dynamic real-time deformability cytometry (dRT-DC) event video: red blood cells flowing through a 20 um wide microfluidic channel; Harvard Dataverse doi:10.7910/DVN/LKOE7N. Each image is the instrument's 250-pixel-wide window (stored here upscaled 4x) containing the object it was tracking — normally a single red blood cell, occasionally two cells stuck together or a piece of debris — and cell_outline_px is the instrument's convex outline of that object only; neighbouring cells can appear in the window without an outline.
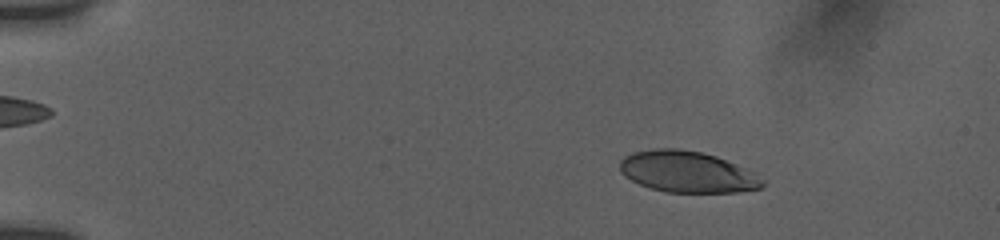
{"species": "human", "species_latin": "Homo sapiens", "temperature_condition": "room temperature", "stored_images_in_passage": 37, "camera_frame_rate_fps": 3000, "um_per_image_px": 0.085, "donor": {"sex": "female"}, "frame": {"image": 1, "passage_image": 5, "time_ms": 2.333, "image_size_px": [1000, 240], "cell_outline_px": [[764, 184], [760, 188], [736, 192], [664, 192], [640, 184], [624, 176], [620, 172], [620, 160], [624, 156], [632, 152], [656, 148], [676, 148], [700, 152], [716, 156], [736, 164], [744, 168], [764, 180]], "centroid_in_image_um": [58.37, 14.6], "position_along_channel_um": 26.6, "area_um2": 34.1}}
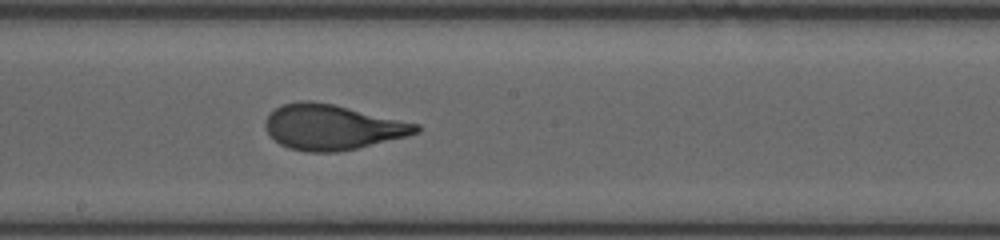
{"frame": {"image": 2, "passage_image": 23, "time_ms": 10.0, "image_size_px": [1000, 240], "cell_outline_px": [[420, 132], [408, 136], [356, 148], [336, 152], [308, 152], [288, 148], [280, 144], [268, 132], [264, 124], [268, 116], [276, 108], [284, 104], [300, 100], [308, 100], [332, 104], [420, 124]], "centroid_in_image_um": [28.26, 10.81], "position_along_channel_um": 219.9, "area_um2": 39.36}}
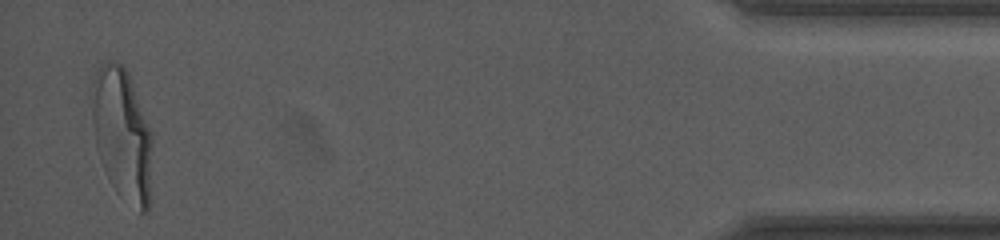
{"frame": {"image": 3, "passage_image": 37, "time_ms": 17.333, "image_size_px": [1000, 240], "cell_outline_px": [[152, 144], [148, 212], [140, 212], [104, 168], [96, 144], [92, 124], [88, 92], [92, 80], [100, 64], [104, 60], [116, 60], [128, 72], [152, 132]], "centroid_in_image_um": [10.35, 11.19], "position_along_channel_um": 424.9, "area_um2": 45.78}, "authors_computed_cell_mechanics": {"area_um2": 39.2462, "velocity_mm_per_s": 3.7772, "shape_relaxation_time_tau1_ms": 5.6258, "shape_relaxation_time_tau2_ms": null, "deformation_change_tau1": 0.2473, "deformation_change_tau2": null}}